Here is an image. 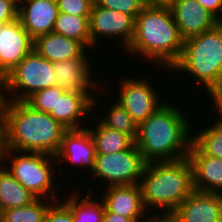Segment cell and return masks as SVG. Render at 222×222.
I'll return each instance as SVG.
<instances>
[{
    "label": "cell",
    "instance_id": "ab89813d",
    "mask_svg": "<svg viewBox=\"0 0 222 222\" xmlns=\"http://www.w3.org/2000/svg\"><path fill=\"white\" fill-rule=\"evenodd\" d=\"M213 105H215L213 107H216L215 109L219 111V115H222V97Z\"/></svg>",
    "mask_w": 222,
    "mask_h": 222
},
{
    "label": "cell",
    "instance_id": "6da1fadb",
    "mask_svg": "<svg viewBox=\"0 0 222 222\" xmlns=\"http://www.w3.org/2000/svg\"><path fill=\"white\" fill-rule=\"evenodd\" d=\"M182 111L167 102L138 125L135 145L146 163L188 156L193 136L188 116Z\"/></svg>",
    "mask_w": 222,
    "mask_h": 222
},
{
    "label": "cell",
    "instance_id": "83f0119b",
    "mask_svg": "<svg viewBox=\"0 0 222 222\" xmlns=\"http://www.w3.org/2000/svg\"><path fill=\"white\" fill-rule=\"evenodd\" d=\"M61 87L55 85L46 89L39 90L30 96L26 102L35 110L48 113L56 120L57 93H64Z\"/></svg>",
    "mask_w": 222,
    "mask_h": 222
},
{
    "label": "cell",
    "instance_id": "484cf974",
    "mask_svg": "<svg viewBox=\"0 0 222 222\" xmlns=\"http://www.w3.org/2000/svg\"><path fill=\"white\" fill-rule=\"evenodd\" d=\"M216 120L211 127L209 125L192 137V142L204 154L222 159V115Z\"/></svg>",
    "mask_w": 222,
    "mask_h": 222
},
{
    "label": "cell",
    "instance_id": "2e32d148",
    "mask_svg": "<svg viewBox=\"0 0 222 222\" xmlns=\"http://www.w3.org/2000/svg\"><path fill=\"white\" fill-rule=\"evenodd\" d=\"M173 212L182 222H222V194L194 190Z\"/></svg>",
    "mask_w": 222,
    "mask_h": 222
},
{
    "label": "cell",
    "instance_id": "d6a6232c",
    "mask_svg": "<svg viewBox=\"0 0 222 222\" xmlns=\"http://www.w3.org/2000/svg\"><path fill=\"white\" fill-rule=\"evenodd\" d=\"M6 92H8L7 75L0 71V115H3L9 103V97L6 96L8 93Z\"/></svg>",
    "mask_w": 222,
    "mask_h": 222
},
{
    "label": "cell",
    "instance_id": "30bf717a",
    "mask_svg": "<svg viewBox=\"0 0 222 222\" xmlns=\"http://www.w3.org/2000/svg\"><path fill=\"white\" fill-rule=\"evenodd\" d=\"M90 47L98 44V37L122 38L121 43L127 49L134 37L135 18L120 11L100 7L93 3L90 18Z\"/></svg>",
    "mask_w": 222,
    "mask_h": 222
},
{
    "label": "cell",
    "instance_id": "ac0fdd59",
    "mask_svg": "<svg viewBox=\"0 0 222 222\" xmlns=\"http://www.w3.org/2000/svg\"><path fill=\"white\" fill-rule=\"evenodd\" d=\"M95 155L93 138L85 127L82 129H70L64 133L61 146L55 158L59 162L68 160L69 163L83 166L92 172Z\"/></svg>",
    "mask_w": 222,
    "mask_h": 222
},
{
    "label": "cell",
    "instance_id": "b9f144b4",
    "mask_svg": "<svg viewBox=\"0 0 222 222\" xmlns=\"http://www.w3.org/2000/svg\"><path fill=\"white\" fill-rule=\"evenodd\" d=\"M2 212H3V209H2V206H1V203H0V219H1V216H2Z\"/></svg>",
    "mask_w": 222,
    "mask_h": 222
},
{
    "label": "cell",
    "instance_id": "5b68a950",
    "mask_svg": "<svg viewBox=\"0 0 222 222\" xmlns=\"http://www.w3.org/2000/svg\"><path fill=\"white\" fill-rule=\"evenodd\" d=\"M172 70L189 73L210 93L222 72V26L217 24L211 30L185 39L181 57Z\"/></svg>",
    "mask_w": 222,
    "mask_h": 222
},
{
    "label": "cell",
    "instance_id": "d4e9b609",
    "mask_svg": "<svg viewBox=\"0 0 222 222\" xmlns=\"http://www.w3.org/2000/svg\"><path fill=\"white\" fill-rule=\"evenodd\" d=\"M51 204L48 198H36L26 206L3 210L0 222H43Z\"/></svg>",
    "mask_w": 222,
    "mask_h": 222
},
{
    "label": "cell",
    "instance_id": "277c9868",
    "mask_svg": "<svg viewBox=\"0 0 222 222\" xmlns=\"http://www.w3.org/2000/svg\"><path fill=\"white\" fill-rule=\"evenodd\" d=\"M141 179L139 185L147 211L159 208L161 212H173L194 191L188 157L146 163Z\"/></svg>",
    "mask_w": 222,
    "mask_h": 222
},
{
    "label": "cell",
    "instance_id": "7402d4cb",
    "mask_svg": "<svg viewBox=\"0 0 222 222\" xmlns=\"http://www.w3.org/2000/svg\"><path fill=\"white\" fill-rule=\"evenodd\" d=\"M36 197L19 183L6 167L0 168V203L3 210L23 207Z\"/></svg>",
    "mask_w": 222,
    "mask_h": 222
},
{
    "label": "cell",
    "instance_id": "836d02e7",
    "mask_svg": "<svg viewBox=\"0 0 222 222\" xmlns=\"http://www.w3.org/2000/svg\"><path fill=\"white\" fill-rule=\"evenodd\" d=\"M197 2L211 12L216 18L222 13V0H197Z\"/></svg>",
    "mask_w": 222,
    "mask_h": 222
},
{
    "label": "cell",
    "instance_id": "5bb4252c",
    "mask_svg": "<svg viewBox=\"0 0 222 222\" xmlns=\"http://www.w3.org/2000/svg\"><path fill=\"white\" fill-rule=\"evenodd\" d=\"M170 9L184 40L211 30L218 24L217 18L197 0H175Z\"/></svg>",
    "mask_w": 222,
    "mask_h": 222
},
{
    "label": "cell",
    "instance_id": "3957f363",
    "mask_svg": "<svg viewBox=\"0 0 222 222\" xmlns=\"http://www.w3.org/2000/svg\"><path fill=\"white\" fill-rule=\"evenodd\" d=\"M7 149L55 156L68 130L26 101H9L3 113Z\"/></svg>",
    "mask_w": 222,
    "mask_h": 222
},
{
    "label": "cell",
    "instance_id": "f1b7e54d",
    "mask_svg": "<svg viewBox=\"0 0 222 222\" xmlns=\"http://www.w3.org/2000/svg\"><path fill=\"white\" fill-rule=\"evenodd\" d=\"M100 7L120 11L121 13L133 16L137 14L146 5L145 0H94Z\"/></svg>",
    "mask_w": 222,
    "mask_h": 222
},
{
    "label": "cell",
    "instance_id": "8fae6325",
    "mask_svg": "<svg viewBox=\"0 0 222 222\" xmlns=\"http://www.w3.org/2000/svg\"><path fill=\"white\" fill-rule=\"evenodd\" d=\"M34 39L19 18L0 25V71L9 74L32 50Z\"/></svg>",
    "mask_w": 222,
    "mask_h": 222
},
{
    "label": "cell",
    "instance_id": "52a82bcc",
    "mask_svg": "<svg viewBox=\"0 0 222 222\" xmlns=\"http://www.w3.org/2000/svg\"><path fill=\"white\" fill-rule=\"evenodd\" d=\"M52 86H55L53 62L34 49L7 74L9 101H26L35 92Z\"/></svg>",
    "mask_w": 222,
    "mask_h": 222
},
{
    "label": "cell",
    "instance_id": "8992f818",
    "mask_svg": "<svg viewBox=\"0 0 222 222\" xmlns=\"http://www.w3.org/2000/svg\"><path fill=\"white\" fill-rule=\"evenodd\" d=\"M16 152L17 156H16ZM12 159L7 161L6 159ZM53 161L57 162L55 156H50L43 153L23 152L13 149H7L5 156V163H9L8 167L4 165L12 176L21 183L30 193L36 198H51L49 200H57L55 183L56 175L53 177V170L51 166ZM54 180V182H53ZM50 197H46V196Z\"/></svg>",
    "mask_w": 222,
    "mask_h": 222
},
{
    "label": "cell",
    "instance_id": "d6986e66",
    "mask_svg": "<svg viewBox=\"0 0 222 222\" xmlns=\"http://www.w3.org/2000/svg\"><path fill=\"white\" fill-rule=\"evenodd\" d=\"M95 100L97 99L91 94H76L66 91L57 93L56 121L68 130L85 128L81 121L85 115L91 113L97 104Z\"/></svg>",
    "mask_w": 222,
    "mask_h": 222
},
{
    "label": "cell",
    "instance_id": "4316f807",
    "mask_svg": "<svg viewBox=\"0 0 222 222\" xmlns=\"http://www.w3.org/2000/svg\"><path fill=\"white\" fill-rule=\"evenodd\" d=\"M106 117H99V122L107 128L129 135L134 141L137 137L138 125L125 108L116 100Z\"/></svg>",
    "mask_w": 222,
    "mask_h": 222
},
{
    "label": "cell",
    "instance_id": "ffe728a7",
    "mask_svg": "<svg viewBox=\"0 0 222 222\" xmlns=\"http://www.w3.org/2000/svg\"><path fill=\"white\" fill-rule=\"evenodd\" d=\"M33 49L50 62L80 58L88 51L79 41L50 32L34 39Z\"/></svg>",
    "mask_w": 222,
    "mask_h": 222
},
{
    "label": "cell",
    "instance_id": "f35d334b",
    "mask_svg": "<svg viewBox=\"0 0 222 222\" xmlns=\"http://www.w3.org/2000/svg\"><path fill=\"white\" fill-rule=\"evenodd\" d=\"M146 4L155 6H167L170 7L175 0H145Z\"/></svg>",
    "mask_w": 222,
    "mask_h": 222
},
{
    "label": "cell",
    "instance_id": "1f68e13d",
    "mask_svg": "<svg viewBox=\"0 0 222 222\" xmlns=\"http://www.w3.org/2000/svg\"><path fill=\"white\" fill-rule=\"evenodd\" d=\"M18 4L16 0H0V25L18 18Z\"/></svg>",
    "mask_w": 222,
    "mask_h": 222
},
{
    "label": "cell",
    "instance_id": "4fadbf2b",
    "mask_svg": "<svg viewBox=\"0 0 222 222\" xmlns=\"http://www.w3.org/2000/svg\"><path fill=\"white\" fill-rule=\"evenodd\" d=\"M106 188L101 201L107 211L130 218L134 222H149L148 217H145V212L148 211L143 205L139 184L114 185Z\"/></svg>",
    "mask_w": 222,
    "mask_h": 222
},
{
    "label": "cell",
    "instance_id": "44dd1931",
    "mask_svg": "<svg viewBox=\"0 0 222 222\" xmlns=\"http://www.w3.org/2000/svg\"><path fill=\"white\" fill-rule=\"evenodd\" d=\"M97 124V125H96ZM93 128L88 126L96 154H111L129 149L135 141L129 136L117 130L103 126L99 121H96Z\"/></svg>",
    "mask_w": 222,
    "mask_h": 222
},
{
    "label": "cell",
    "instance_id": "e575fe53",
    "mask_svg": "<svg viewBox=\"0 0 222 222\" xmlns=\"http://www.w3.org/2000/svg\"><path fill=\"white\" fill-rule=\"evenodd\" d=\"M6 151H7V146H6L5 122L3 115H0V164L3 166L5 165L3 163L5 161Z\"/></svg>",
    "mask_w": 222,
    "mask_h": 222
},
{
    "label": "cell",
    "instance_id": "f546056e",
    "mask_svg": "<svg viewBox=\"0 0 222 222\" xmlns=\"http://www.w3.org/2000/svg\"><path fill=\"white\" fill-rule=\"evenodd\" d=\"M59 12L76 15L90 16L94 0H56Z\"/></svg>",
    "mask_w": 222,
    "mask_h": 222
},
{
    "label": "cell",
    "instance_id": "74e56055",
    "mask_svg": "<svg viewBox=\"0 0 222 222\" xmlns=\"http://www.w3.org/2000/svg\"><path fill=\"white\" fill-rule=\"evenodd\" d=\"M209 94L210 99L213 98L214 104L222 97V72L216 87Z\"/></svg>",
    "mask_w": 222,
    "mask_h": 222
},
{
    "label": "cell",
    "instance_id": "ba28073f",
    "mask_svg": "<svg viewBox=\"0 0 222 222\" xmlns=\"http://www.w3.org/2000/svg\"><path fill=\"white\" fill-rule=\"evenodd\" d=\"M145 164L134 143L120 152L96 154L92 175L105 180L106 186L139 184Z\"/></svg>",
    "mask_w": 222,
    "mask_h": 222
},
{
    "label": "cell",
    "instance_id": "60d3db41",
    "mask_svg": "<svg viewBox=\"0 0 222 222\" xmlns=\"http://www.w3.org/2000/svg\"><path fill=\"white\" fill-rule=\"evenodd\" d=\"M217 23L222 26V15L217 18Z\"/></svg>",
    "mask_w": 222,
    "mask_h": 222
},
{
    "label": "cell",
    "instance_id": "7a4b0ae2",
    "mask_svg": "<svg viewBox=\"0 0 222 222\" xmlns=\"http://www.w3.org/2000/svg\"><path fill=\"white\" fill-rule=\"evenodd\" d=\"M183 44L170 7L146 4L137 14L134 37L125 52L140 53L170 70L180 59Z\"/></svg>",
    "mask_w": 222,
    "mask_h": 222
},
{
    "label": "cell",
    "instance_id": "7c38bea8",
    "mask_svg": "<svg viewBox=\"0 0 222 222\" xmlns=\"http://www.w3.org/2000/svg\"><path fill=\"white\" fill-rule=\"evenodd\" d=\"M91 61L84 53L78 59H70L53 63L55 85L61 87L63 91L76 94H89L91 89H96L99 85L91 78ZM94 81V82H93ZM95 87V88H94Z\"/></svg>",
    "mask_w": 222,
    "mask_h": 222
},
{
    "label": "cell",
    "instance_id": "9a60e30c",
    "mask_svg": "<svg viewBox=\"0 0 222 222\" xmlns=\"http://www.w3.org/2000/svg\"><path fill=\"white\" fill-rule=\"evenodd\" d=\"M18 3V18L33 39L53 32L59 13L56 0H20Z\"/></svg>",
    "mask_w": 222,
    "mask_h": 222
},
{
    "label": "cell",
    "instance_id": "4dcf8cb0",
    "mask_svg": "<svg viewBox=\"0 0 222 222\" xmlns=\"http://www.w3.org/2000/svg\"><path fill=\"white\" fill-rule=\"evenodd\" d=\"M43 222H73L71 209L56 200L48 207Z\"/></svg>",
    "mask_w": 222,
    "mask_h": 222
},
{
    "label": "cell",
    "instance_id": "9c48e42d",
    "mask_svg": "<svg viewBox=\"0 0 222 222\" xmlns=\"http://www.w3.org/2000/svg\"><path fill=\"white\" fill-rule=\"evenodd\" d=\"M132 78V79H131ZM123 78L119 84L118 103L121 104L137 125L144 122L165 104L160 101L157 90L146 78ZM160 101V102H159Z\"/></svg>",
    "mask_w": 222,
    "mask_h": 222
},
{
    "label": "cell",
    "instance_id": "d590c367",
    "mask_svg": "<svg viewBox=\"0 0 222 222\" xmlns=\"http://www.w3.org/2000/svg\"><path fill=\"white\" fill-rule=\"evenodd\" d=\"M162 213V214H160ZM149 217V222H182L174 212H158Z\"/></svg>",
    "mask_w": 222,
    "mask_h": 222
},
{
    "label": "cell",
    "instance_id": "cb8c5ba5",
    "mask_svg": "<svg viewBox=\"0 0 222 222\" xmlns=\"http://www.w3.org/2000/svg\"><path fill=\"white\" fill-rule=\"evenodd\" d=\"M92 191L87 189L88 196L82 199L76 193H71L72 195L63 201L71 209L73 222H102L105 207L102 201L100 203L91 198Z\"/></svg>",
    "mask_w": 222,
    "mask_h": 222
},
{
    "label": "cell",
    "instance_id": "603a6c76",
    "mask_svg": "<svg viewBox=\"0 0 222 222\" xmlns=\"http://www.w3.org/2000/svg\"><path fill=\"white\" fill-rule=\"evenodd\" d=\"M90 16L58 13L53 29L54 33L79 41L86 49L90 48Z\"/></svg>",
    "mask_w": 222,
    "mask_h": 222
},
{
    "label": "cell",
    "instance_id": "e0dca14e",
    "mask_svg": "<svg viewBox=\"0 0 222 222\" xmlns=\"http://www.w3.org/2000/svg\"><path fill=\"white\" fill-rule=\"evenodd\" d=\"M187 157L193 169L194 190L222 194V159L204 154L193 142Z\"/></svg>",
    "mask_w": 222,
    "mask_h": 222
},
{
    "label": "cell",
    "instance_id": "8d00e7d4",
    "mask_svg": "<svg viewBox=\"0 0 222 222\" xmlns=\"http://www.w3.org/2000/svg\"><path fill=\"white\" fill-rule=\"evenodd\" d=\"M102 222H134L132 219L124 217L120 214L109 212L105 209Z\"/></svg>",
    "mask_w": 222,
    "mask_h": 222
}]
</instances>
